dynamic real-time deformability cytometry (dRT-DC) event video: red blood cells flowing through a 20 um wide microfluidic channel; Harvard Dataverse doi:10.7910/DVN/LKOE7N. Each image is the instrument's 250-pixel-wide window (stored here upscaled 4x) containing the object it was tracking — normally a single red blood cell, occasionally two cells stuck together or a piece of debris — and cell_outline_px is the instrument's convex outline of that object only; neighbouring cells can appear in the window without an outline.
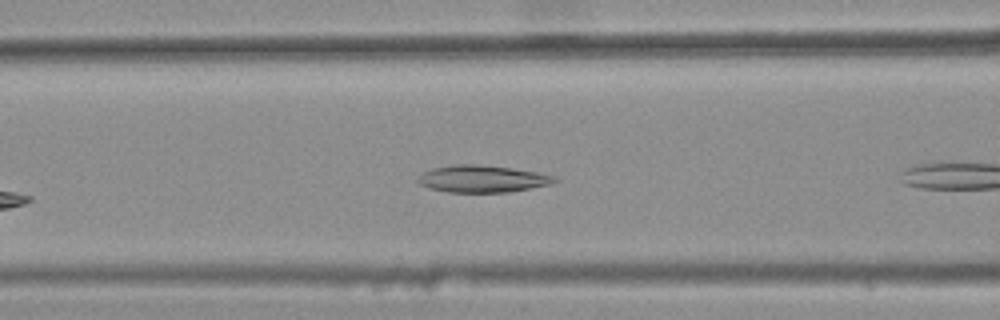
{"species": "common noctule bat (a hibernating species)", "species_latin": "Nyctalus noctula", "temperature_condition": "warm", "stored_images_in_passage": 10, "camera_frame_rate_fps": 3000, "um_per_image_px": 0.085, "animal": {"sex": "female", "body_mass_g": 25.1}, "frame": {"image": 1, "passage_image": 6, "time_ms": 1.667, "image_size_px": [1000, 320], "cell_outline_px": [[560, 180], [552, 184], [508, 192], [448, 192], [428, 188], [420, 184], [416, 180], [424, 172], [432, 168], [456, 164], [476, 164], [512, 168], [536, 172], [556, 176]], "centroid_in_image_um": [41.02, 15.2], "position_along_channel_um": 125.6, "area_um2": 21.56}}
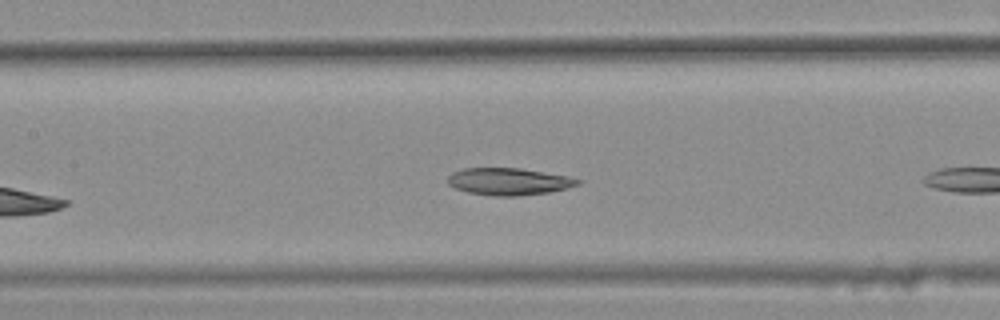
{"frame": {"image": 2, "passage_image": 9, "time_ms": 2.667, "image_size_px": [1000, 320], "cell_outline_px": [[584, 180], [580, 184], [548, 192], [520, 196], [492, 196], [468, 192], [456, 188], [448, 184], [448, 176], [452, 172], [464, 168], [520, 168], [568, 176]], "centroid_in_image_um": [43.25, 15.42], "position_along_channel_um": 164.2, "area_um2": 20.52}}